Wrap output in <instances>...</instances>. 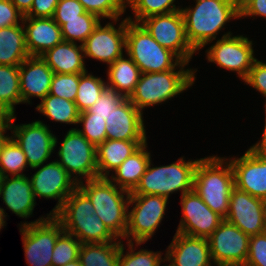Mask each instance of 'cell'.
I'll return each mask as SVG.
<instances>
[{
  "label": "cell",
  "mask_w": 266,
  "mask_h": 266,
  "mask_svg": "<svg viewBox=\"0 0 266 266\" xmlns=\"http://www.w3.org/2000/svg\"><path fill=\"white\" fill-rule=\"evenodd\" d=\"M186 37L198 51L215 40L231 19H240L239 0H196L194 8H181Z\"/></svg>",
  "instance_id": "obj_1"
},
{
  "label": "cell",
  "mask_w": 266,
  "mask_h": 266,
  "mask_svg": "<svg viewBox=\"0 0 266 266\" xmlns=\"http://www.w3.org/2000/svg\"><path fill=\"white\" fill-rule=\"evenodd\" d=\"M64 231L75 236L82 244L121 242L108 230L95 213L89 198L77 187L53 215Z\"/></svg>",
  "instance_id": "obj_2"
},
{
  "label": "cell",
  "mask_w": 266,
  "mask_h": 266,
  "mask_svg": "<svg viewBox=\"0 0 266 266\" xmlns=\"http://www.w3.org/2000/svg\"><path fill=\"white\" fill-rule=\"evenodd\" d=\"M222 158H200L194 172L193 189L212 211L225 219L235 184L232 165L227 158Z\"/></svg>",
  "instance_id": "obj_3"
},
{
  "label": "cell",
  "mask_w": 266,
  "mask_h": 266,
  "mask_svg": "<svg viewBox=\"0 0 266 266\" xmlns=\"http://www.w3.org/2000/svg\"><path fill=\"white\" fill-rule=\"evenodd\" d=\"M78 188L92 202L95 213L108 230L117 239L124 238L128 224L130 192L117 187L108 178L100 177L87 180L85 185L82 181Z\"/></svg>",
  "instance_id": "obj_4"
},
{
  "label": "cell",
  "mask_w": 266,
  "mask_h": 266,
  "mask_svg": "<svg viewBox=\"0 0 266 266\" xmlns=\"http://www.w3.org/2000/svg\"><path fill=\"white\" fill-rule=\"evenodd\" d=\"M125 52L141 73L163 72L188 64L169 49L162 47L141 23L130 21L127 17Z\"/></svg>",
  "instance_id": "obj_5"
},
{
  "label": "cell",
  "mask_w": 266,
  "mask_h": 266,
  "mask_svg": "<svg viewBox=\"0 0 266 266\" xmlns=\"http://www.w3.org/2000/svg\"><path fill=\"white\" fill-rule=\"evenodd\" d=\"M167 70L163 72L142 73L133 93L128 98L143 113V109L165 102L183 93L194 84L195 70Z\"/></svg>",
  "instance_id": "obj_6"
},
{
  "label": "cell",
  "mask_w": 266,
  "mask_h": 266,
  "mask_svg": "<svg viewBox=\"0 0 266 266\" xmlns=\"http://www.w3.org/2000/svg\"><path fill=\"white\" fill-rule=\"evenodd\" d=\"M200 159L190 161L179 158L169 165L151 167V160L139 184L130 195H158L169 198L170 193L181 191V195L193 190L194 172Z\"/></svg>",
  "instance_id": "obj_7"
},
{
  "label": "cell",
  "mask_w": 266,
  "mask_h": 266,
  "mask_svg": "<svg viewBox=\"0 0 266 266\" xmlns=\"http://www.w3.org/2000/svg\"><path fill=\"white\" fill-rule=\"evenodd\" d=\"M47 215L46 218L20 225L25 259L29 266H52L54 246L64 229L53 215Z\"/></svg>",
  "instance_id": "obj_8"
},
{
  "label": "cell",
  "mask_w": 266,
  "mask_h": 266,
  "mask_svg": "<svg viewBox=\"0 0 266 266\" xmlns=\"http://www.w3.org/2000/svg\"><path fill=\"white\" fill-rule=\"evenodd\" d=\"M168 198L158 195H130L128 224L124 239L136 246L150 239L164 218ZM133 239V241H132Z\"/></svg>",
  "instance_id": "obj_9"
},
{
  "label": "cell",
  "mask_w": 266,
  "mask_h": 266,
  "mask_svg": "<svg viewBox=\"0 0 266 266\" xmlns=\"http://www.w3.org/2000/svg\"><path fill=\"white\" fill-rule=\"evenodd\" d=\"M58 156L60 160L56 161L78 184L83 178L86 179L85 181L98 178L96 147L76 128L68 130L59 148Z\"/></svg>",
  "instance_id": "obj_10"
},
{
  "label": "cell",
  "mask_w": 266,
  "mask_h": 266,
  "mask_svg": "<svg viewBox=\"0 0 266 266\" xmlns=\"http://www.w3.org/2000/svg\"><path fill=\"white\" fill-rule=\"evenodd\" d=\"M140 23L162 47L175 53L183 62L189 63L196 53L187 40L181 10L149 16Z\"/></svg>",
  "instance_id": "obj_11"
},
{
  "label": "cell",
  "mask_w": 266,
  "mask_h": 266,
  "mask_svg": "<svg viewBox=\"0 0 266 266\" xmlns=\"http://www.w3.org/2000/svg\"><path fill=\"white\" fill-rule=\"evenodd\" d=\"M16 116L10 115L8 119L11 137L18 143L24 152L30 168L43 165L51 156L57 145V137L51 133L49 127L42 121H35L31 124L16 125ZM13 130V131H12Z\"/></svg>",
  "instance_id": "obj_12"
},
{
  "label": "cell",
  "mask_w": 266,
  "mask_h": 266,
  "mask_svg": "<svg viewBox=\"0 0 266 266\" xmlns=\"http://www.w3.org/2000/svg\"><path fill=\"white\" fill-rule=\"evenodd\" d=\"M252 45V41L247 37H232V33L227 32L206 50L207 59L220 68L236 71L244 81L256 60Z\"/></svg>",
  "instance_id": "obj_13"
},
{
  "label": "cell",
  "mask_w": 266,
  "mask_h": 266,
  "mask_svg": "<svg viewBox=\"0 0 266 266\" xmlns=\"http://www.w3.org/2000/svg\"><path fill=\"white\" fill-rule=\"evenodd\" d=\"M214 266L244 265L247 260L249 236L225 219L208 237Z\"/></svg>",
  "instance_id": "obj_14"
},
{
  "label": "cell",
  "mask_w": 266,
  "mask_h": 266,
  "mask_svg": "<svg viewBox=\"0 0 266 266\" xmlns=\"http://www.w3.org/2000/svg\"><path fill=\"white\" fill-rule=\"evenodd\" d=\"M40 166L32 168H39V170L29 180L35 198L40 196L58 200L55 208L49 213L54 215L62 207L66 198L78 187V183L56 160Z\"/></svg>",
  "instance_id": "obj_15"
},
{
  "label": "cell",
  "mask_w": 266,
  "mask_h": 266,
  "mask_svg": "<svg viewBox=\"0 0 266 266\" xmlns=\"http://www.w3.org/2000/svg\"><path fill=\"white\" fill-rule=\"evenodd\" d=\"M266 201L234 187L230 194L226 221L249 237L264 233Z\"/></svg>",
  "instance_id": "obj_16"
},
{
  "label": "cell",
  "mask_w": 266,
  "mask_h": 266,
  "mask_svg": "<svg viewBox=\"0 0 266 266\" xmlns=\"http://www.w3.org/2000/svg\"><path fill=\"white\" fill-rule=\"evenodd\" d=\"M181 196L183 216L176 232L208 238L224 219L212 211L194 189Z\"/></svg>",
  "instance_id": "obj_17"
},
{
  "label": "cell",
  "mask_w": 266,
  "mask_h": 266,
  "mask_svg": "<svg viewBox=\"0 0 266 266\" xmlns=\"http://www.w3.org/2000/svg\"><path fill=\"white\" fill-rule=\"evenodd\" d=\"M82 45L84 57L112 64L123 56V48L125 50L126 18L119 24L118 29L112 22L104 27L100 22Z\"/></svg>",
  "instance_id": "obj_18"
},
{
  "label": "cell",
  "mask_w": 266,
  "mask_h": 266,
  "mask_svg": "<svg viewBox=\"0 0 266 266\" xmlns=\"http://www.w3.org/2000/svg\"><path fill=\"white\" fill-rule=\"evenodd\" d=\"M235 187L266 201V156L249 148L240 158L228 159Z\"/></svg>",
  "instance_id": "obj_19"
},
{
  "label": "cell",
  "mask_w": 266,
  "mask_h": 266,
  "mask_svg": "<svg viewBox=\"0 0 266 266\" xmlns=\"http://www.w3.org/2000/svg\"><path fill=\"white\" fill-rule=\"evenodd\" d=\"M142 115L143 113L126 98L105 120L107 139L147 141Z\"/></svg>",
  "instance_id": "obj_20"
},
{
  "label": "cell",
  "mask_w": 266,
  "mask_h": 266,
  "mask_svg": "<svg viewBox=\"0 0 266 266\" xmlns=\"http://www.w3.org/2000/svg\"><path fill=\"white\" fill-rule=\"evenodd\" d=\"M165 259L173 266H212L208 238L175 233Z\"/></svg>",
  "instance_id": "obj_21"
},
{
  "label": "cell",
  "mask_w": 266,
  "mask_h": 266,
  "mask_svg": "<svg viewBox=\"0 0 266 266\" xmlns=\"http://www.w3.org/2000/svg\"><path fill=\"white\" fill-rule=\"evenodd\" d=\"M54 72L41 56H29L19 65L22 103H31V97L44 99L50 91Z\"/></svg>",
  "instance_id": "obj_22"
},
{
  "label": "cell",
  "mask_w": 266,
  "mask_h": 266,
  "mask_svg": "<svg viewBox=\"0 0 266 266\" xmlns=\"http://www.w3.org/2000/svg\"><path fill=\"white\" fill-rule=\"evenodd\" d=\"M20 23L23 24L30 56H42L63 41L61 27L53 18L24 17Z\"/></svg>",
  "instance_id": "obj_23"
},
{
  "label": "cell",
  "mask_w": 266,
  "mask_h": 266,
  "mask_svg": "<svg viewBox=\"0 0 266 266\" xmlns=\"http://www.w3.org/2000/svg\"><path fill=\"white\" fill-rule=\"evenodd\" d=\"M1 196L7 208L19 217L29 218L33 214L36 198L26 175L1 177Z\"/></svg>",
  "instance_id": "obj_24"
},
{
  "label": "cell",
  "mask_w": 266,
  "mask_h": 266,
  "mask_svg": "<svg viewBox=\"0 0 266 266\" xmlns=\"http://www.w3.org/2000/svg\"><path fill=\"white\" fill-rule=\"evenodd\" d=\"M54 73L71 74L87 72L83 45L62 41L41 56Z\"/></svg>",
  "instance_id": "obj_25"
},
{
  "label": "cell",
  "mask_w": 266,
  "mask_h": 266,
  "mask_svg": "<svg viewBox=\"0 0 266 266\" xmlns=\"http://www.w3.org/2000/svg\"><path fill=\"white\" fill-rule=\"evenodd\" d=\"M147 141L106 139L96 148L98 177L108 178L130 155Z\"/></svg>",
  "instance_id": "obj_26"
},
{
  "label": "cell",
  "mask_w": 266,
  "mask_h": 266,
  "mask_svg": "<svg viewBox=\"0 0 266 266\" xmlns=\"http://www.w3.org/2000/svg\"><path fill=\"white\" fill-rule=\"evenodd\" d=\"M147 142L144 143L136 152L115 170L116 175H111V182L124 190L132 192L139 184L142 175L151 160L150 152L146 149ZM146 149V150H145Z\"/></svg>",
  "instance_id": "obj_27"
},
{
  "label": "cell",
  "mask_w": 266,
  "mask_h": 266,
  "mask_svg": "<svg viewBox=\"0 0 266 266\" xmlns=\"http://www.w3.org/2000/svg\"><path fill=\"white\" fill-rule=\"evenodd\" d=\"M22 25L0 28V65L19 66L30 55Z\"/></svg>",
  "instance_id": "obj_28"
},
{
  "label": "cell",
  "mask_w": 266,
  "mask_h": 266,
  "mask_svg": "<svg viewBox=\"0 0 266 266\" xmlns=\"http://www.w3.org/2000/svg\"><path fill=\"white\" fill-rule=\"evenodd\" d=\"M107 70V86L129 98L142 74L136 63L130 57L127 59L122 56L109 64Z\"/></svg>",
  "instance_id": "obj_29"
},
{
  "label": "cell",
  "mask_w": 266,
  "mask_h": 266,
  "mask_svg": "<svg viewBox=\"0 0 266 266\" xmlns=\"http://www.w3.org/2000/svg\"><path fill=\"white\" fill-rule=\"evenodd\" d=\"M121 242L81 244V266H118Z\"/></svg>",
  "instance_id": "obj_30"
},
{
  "label": "cell",
  "mask_w": 266,
  "mask_h": 266,
  "mask_svg": "<svg viewBox=\"0 0 266 266\" xmlns=\"http://www.w3.org/2000/svg\"><path fill=\"white\" fill-rule=\"evenodd\" d=\"M20 103L19 66L0 65V109L14 115V106Z\"/></svg>",
  "instance_id": "obj_31"
},
{
  "label": "cell",
  "mask_w": 266,
  "mask_h": 266,
  "mask_svg": "<svg viewBox=\"0 0 266 266\" xmlns=\"http://www.w3.org/2000/svg\"><path fill=\"white\" fill-rule=\"evenodd\" d=\"M100 18L90 12L79 15V18L73 19H54L61 27L63 41L73 42L79 41L81 44L94 31L95 27L100 23Z\"/></svg>",
  "instance_id": "obj_32"
},
{
  "label": "cell",
  "mask_w": 266,
  "mask_h": 266,
  "mask_svg": "<svg viewBox=\"0 0 266 266\" xmlns=\"http://www.w3.org/2000/svg\"><path fill=\"white\" fill-rule=\"evenodd\" d=\"M37 111L48 118L65 124H78L79 114L75 102L48 94L36 106Z\"/></svg>",
  "instance_id": "obj_33"
},
{
  "label": "cell",
  "mask_w": 266,
  "mask_h": 266,
  "mask_svg": "<svg viewBox=\"0 0 266 266\" xmlns=\"http://www.w3.org/2000/svg\"><path fill=\"white\" fill-rule=\"evenodd\" d=\"M79 73V84L75 104L79 112L89 109L102 95L106 82L92 74Z\"/></svg>",
  "instance_id": "obj_34"
},
{
  "label": "cell",
  "mask_w": 266,
  "mask_h": 266,
  "mask_svg": "<svg viewBox=\"0 0 266 266\" xmlns=\"http://www.w3.org/2000/svg\"><path fill=\"white\" fill-rule=\"evenodd\" d=\"M29 167L27 158L18 143L10 137L3 145L0 154V176H20ZM22 172V173H21ZM9 173V175H8Z\"/></svg>",
  "instance_id": "obj_35"
},
{
  "label": "cell",
  "mask_w": 266,
  "mask_h": 266,
  "mask_svg": "<svg viewBox=\"0 0 266 266\" xmlns=\"http://www.w3.org/2000/svg\"><path fill=\"white\" fill-rule=\"evenodd\" d=\"M175 0H126V5H129L133 10L134 18L128 17L127 19L133 22L140 23L143 19L160 14H168L181 8H176L173 3Z\"/></svg>",
  "instance_id": "obj_36"
},
{
  "label": "cell",
  "mask_w": 266,
  "mask_h": 266,
  "mask_svg": "<svg viewBox=\"0 0 266 266\" xmlns=\"http://www.w3.org/2000/svg\"><path fill=\"white\" fill-rule=\"evenodd\" d=\"M81 242L72 234L63 231L55 243L52 253V266H64L77 260Z\"/></svg>",
  "instance_id": "obj_37"
},
{
  "label": "cell",
  "mask_w": 266,
  "mask_h": 266,
  "mask_svg": "<svg viewBox=\"0 0 266 266\" xmlns=\"http://www.w3.org/2000/svg\"><path fill=\"white\" fill-rule=\"evenodd\" d=\"M128 243V252L124 254V244L121 241L119 258H118V266H159L161 262H165L166 259L162 260V253L148 251L146 249H140L137 252H134V243Z\"/></svg>",
  "instance_id": "obj_38"
},
{
  "label": "cell",
  "mask_w": 266,
  "mask_h": 266,
  "mask_svg": "<svg viewBox=\"0 0 266 266\" xmlns=\"http://www.w3.org/2000/svg\"><path fill=\"white\" fill-rule=\"evenodd\" d=\"M86 12L97 15L100 19L108 18L115 23L126 10V0H78Z\"/></svg>",
  "instance_id": "obj_39"
},
{
  "label": "cell",
  "mask_w": 266,
  "mask_h": 266,
  "mask_svg": "<svg viewBox=\"0 0 266 266\" xmlns=\"http://www.w3.org/2000/svg\"><path fill=\"white\" fill-rule=\"evenodd\" d=\"M125 99L126 97L122 96L116 89L106 86L95 103L89 109L80 113H93V117L106 120Z\"/></svg>",
  "instance_id": "obj_40"
},
{
  "label": "cell",
  "mask_w": 266,
  "mask_h": 266,
  "mask_svg": "<svg viewBox=\"0 0 266 266\" xmlns=\"http://www.w3.org/2000/svg\"><path fill=\"white\" fill-rule=\"evenodd\" d=\"M83 124V129H77L96 148L106 139V122L100 117H93V113H80L78 124Z\"/></svg>",
  "instance_id": "obj_41"
},
{
  "label": "cell",
  "mask_w": 266,
  "mask_h": 266,
  "mask_svg": "<svg viewBox=\"0 0 266 266\" xmlns=\"http://www.w3.org/2000/svg\"><path fill=\"white\" fill-rule=\"evenodd\" d=\"M78 84L79 73H54L49 94L74 102Z\"/></svg>",
  "instance_id": "obj_42"
},
{
  "label": "cell",
  "mask_w": 266,
  "mask_h": 266,
  "mask_svg": "<svg viewBox=\"0 0 266 266\" xmlns=\"http://www.w3.org/2000/svg\"><path fill=\"white\" fill-rule=\"evenodd\" d=\"M244 266H266V234L249 237L248 255Z\"/></svg>",
  "instance_id": "obj_43"
},
{
  "label": "cell",
  "mask_w": 266,
  "mask_h": 266,
  "mask_svg": "<svg viewBox=\"0 0 266 266\" xmlns=\"http://www.w3.org/2000/svg\"><path fill=\"white\" fill-rule=\"evenodd\" d=\"M244 82L259 91L266 98V63L256 59Z\"/></svg>",
  "instance_id": "obj_44"
},
{
  "label": "cell",
  "mask_w": 266,
  "mask_h": 266,
  "mask_svg": "<svg viewBox=\"0 0 266 266\" xmlns=\"http://www.w3.org/2000/svg\"><path fill=\"white\" fill-rule=\"evenodd\" d=\"M86 11L78 0H59L56 6L53 19H73Z\"/></svg>",
  "instance_id": "obj_45"
},
{
  "label": "cell",
  "mask_w": 266,
  "mask_h": 266,
  "mask_svg": "<svg viewBox=\"0 0 266 266\" xmlns=\"http://www.w3.org/2000/svg\"><path fill=\"white\" fill-rule=\"evenodd\" d=\"M24 15L10 0H0V28L18 25Z\"/></svg>",
  "instance_id": "obj_46"
},
{
  "label": "cell",
  "mask_w": 266,
  "mask_h": 266,
  "mask_svg": "<svg viewBox=\"0 0 266 266\" xmlns=\"http://www.w3.org/2000/svg\"><path fill=\"white\" fill-rule=\"evenodd\" d=\"M59 0H33L30 11L24 17L52 18Z\"/></svg>",
  "instance_id": "obj_47"
},
{
  "label": "cell",
  "mask_w": 266,
  "mask_h": 266,
  "mask_svg": "<svg viewBox=\"0 0 266 266\" xmlns=\"http://www.w3.org/2000/svg\"><path fill=\"white\" fill-rule=\"evenodd\" d=\"M240 18L261 16L266 18V0H239Z\"/></svg>",
  "instance_id": "obj_48"
},
{
  "label": "cell",
  "mask_w": 266,
  "mask_h": 266,
  "mask_svg": "<svg viewBox=\"0 0 266 266\" xmlns=\"http://www.w3.org/2000/svg\"><path fill=\"white\" fill-rule=\"evenodd\" d=\"M265 114H266V106H265ZM255 152L266 156V116H265V127L262 139L250 147Z\"/></svg>",
  "instance_id": "obj_49"
},
{
  "label": "cell",
  "mask_w": 266,
  "mask_h": 266,
  "mask_svg": "<svg viewBox=\"0 0 266 266\" xmlns=\"http://www.w3.org/2000/svg\"><path fill=\"white\" fill-rule=\"evenodd\" d=\"M15 7L25 16L32 7L33 0H10Z\"/></svg>",
  "instance_id": "obj_50"
},
{
  "label": "cell",
  "mask_w": 266,
  "mask_h": 266,
  "mask_svg": "<svg viewBox=\"0 0 266 266\" xmlns=\"http://www.w3.org/2000/svg\"><path fill=\"white\" fill-rule=\"evenodd\" d=\"M8 129H9L8 122L0 129V154L4 143L10 138V136L9 137L7 135L5 136V133L7 132L6 130Z\"/></svg>",
  "instance_id": "obj_51"
},
{
  "label": "cell",
  "mask_w": 266,
  "mask_h": 266,
  "mask_svg": "<svg viewBox=\"0 0 266 266\" xmlns=\"http://www.w3.org/2000/svg\"><path fill=\"white\" fill-rule=\"evenodd\" d=\"M9 115L0 109V129L8 122Z\"/></svg>",
  "instance_id": "obj_52"
},
{
  "label": "cell",
  "mask_w": 266,
  "mask_h": 266,
  "mask_svg": "<svg viewBox=\"0 0 266 266\" xmlns=\"http://www.w3.org/2000/svg\"><path fill=\"white\" fill-rule=\"evenodd\" d=\"M7 215L5 214V211H4V209L3 208H0V230L2 229V227L5 225V222L6 221H4L5 220V217H6Z\"/></svg>",
  "instance_id": "obj_53"
},
{
  "label": "cell",
  "mask_w": 266,
  "mask_h": 266,
  "mask_svg": "<svg viewBox=\"0 0 266 266\" xmlns=\"http://www.w3.org/2000/svg\"><path fill=\"white\" fill-rule=\"evenodd\" d=\"M64 266H81V263H80V260L77 259V260H74V261H72V262L67 263V264L64 265Z\"/></svg>",
  "instance_id": "obj_54"
},
{
  "label": "cell",
  "mask_w": 266,
  "mask_h": 266,
  "mask_svg": "<svg viewBox=\"0 0 266 266\" xmlns=\"http://www.w3.org/2000/svg\"><path fill=\"white\" fill-rule=\"evenodd\" d=\"M264 233L266 234V215H265V227H264Z\"/></svg>",
  "instance_id": "obj_55"
},
{
  "label": "cell",
  "mask_w": 266,
  "mask_h": 266,
  "mask_svg": "<svg viewBox=\"0 0 266 266\" xmlns=\"http://www.w3.org/2000/svg\"><path fill=\"white\" fill-rule=\"evenodd\" d=\"M227 266H244V265H227Z\"/></svg>",
  "instance_id": "obj_56"
}]
</instances>
